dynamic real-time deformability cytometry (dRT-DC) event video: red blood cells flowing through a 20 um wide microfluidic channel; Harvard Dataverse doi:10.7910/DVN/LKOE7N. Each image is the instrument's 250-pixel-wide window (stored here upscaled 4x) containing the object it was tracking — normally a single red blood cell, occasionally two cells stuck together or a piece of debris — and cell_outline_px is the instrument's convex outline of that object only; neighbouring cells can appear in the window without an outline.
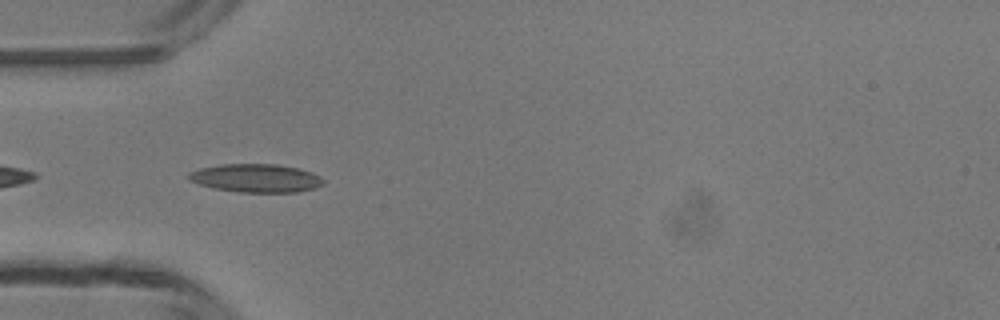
{"species": "common noctule bat (a hibernating species)", "species_latin": "Nyctalus noctula", "temperature_condition": "room temperature", "stored_images_in_passage": 35, "camera_frame_rate_fps": 3000, "um_per_image_px": 0.085, "animal": {"sex": "male", "body_mass_g": 13.3}, "frame": {"image": 1, "passage_image": 3, "time_ms": 0.667, "image_size_px": [1000, 320], "cell_outline_px": [[324, 184], [316, 188], [300, 192], [240, 192], [212, 188], [188, 180], [184, 176], [188, 172], [200, 168], [220, 164], [276, 164], [296, 168], [312, 172], [320, 176], [324, 180]], "centroid_in_image_um": [21.73, 15.14], "position_along_channel_um": 63.3, "area_um2": 22.48}}
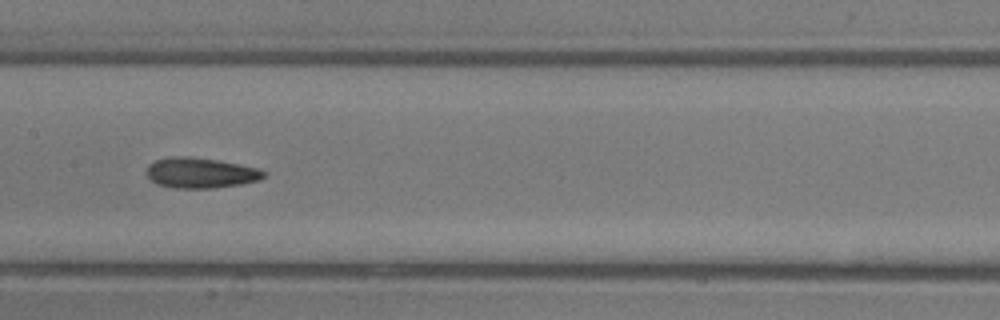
{"frame": {"image": 2, "passage_image": 12, "time_ms": 3.667, "image_size_px": [1000, 320], "cell_outline_px": [[268, 172], [260, 180], [240, 184], [212, 188], [172, 188], [156, 184], [144, 172], [148, 164], [156, 160], [172, 156], [188, 156], [216, 160], [256, 168]], "centroid_in_image_um": [17.0, 14.7], "position_along_channel_um": 190.4, "area_um2": 20.75}}
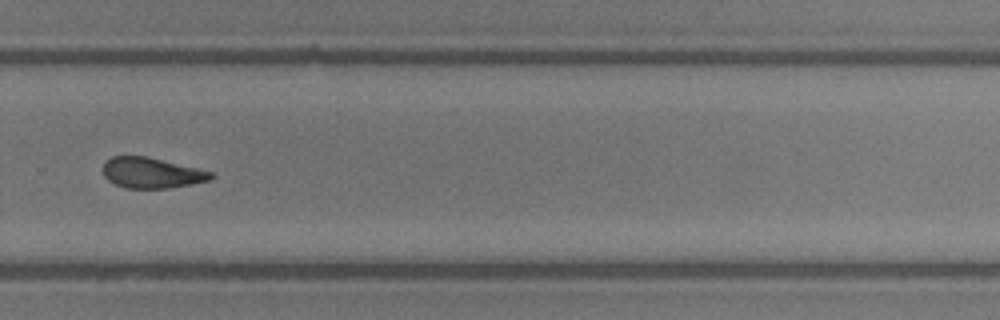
{"frame": {"image": 3, "passage_image": 21, "time_ms": 6.667, "image_size_px": [1000, 320], "cell_outline_px": [[216, 176], [208, 180], [168, 188], [124, 188], [108, 180], [104, 176], [104, 164], [112, 156], [148, 156], [212, 172]], "centroid_in_image_um": [12.87, 14.69], "position_along_channel_um": 316.9, "area_um2": 18.96}, "authors_computed_cell_mechanics": {"area_um2": 20.2878, "velocity_mm_per_s": 4.2437, "shape_relaxation_time_tau1_ms": 3.7921, "shape_relaxation_time_tau2_ms": 2.9577, "deformation_change_tau1": 0.1358, "deformation_change_tau2": 0.1197}}